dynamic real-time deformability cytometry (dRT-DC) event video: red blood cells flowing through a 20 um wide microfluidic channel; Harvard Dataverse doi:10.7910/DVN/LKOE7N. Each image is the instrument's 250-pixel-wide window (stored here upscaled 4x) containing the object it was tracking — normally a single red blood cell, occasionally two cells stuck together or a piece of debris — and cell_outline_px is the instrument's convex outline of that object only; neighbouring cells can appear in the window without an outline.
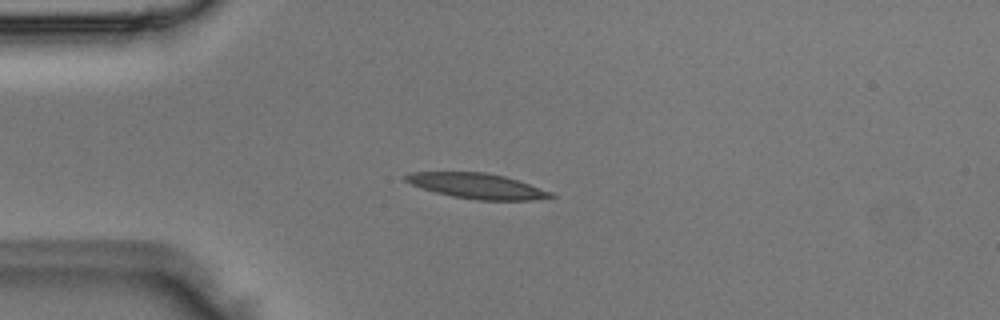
{"species": "Egyptian fruit bat (a non-hibernating species)", "species_latin": "Rousettus aegyptiacus", "temperature_condition": "room temperature", "stored_images_in_passage": 3, "camera_frame_rate_fps": 3000, "um_per_image_px": 0.085, "animal": {"sex": "male"}, "frame": {"image": 1, "passage_image": 3, "time_ms": 0.667, "image_size_px": [1000, 320], "cell_outline_px": [[556, 196], [532, 200], [476, 200], [452, 196], [436, 192], [412, 184], [404, 180], [404, 176], [408, 172], [484, 172], [504, 176], [552, 192]], "centroid_in_image_um": [40.53, 15.8], "position_along_channel_um": 44.5, "area_um2": 21.1}}